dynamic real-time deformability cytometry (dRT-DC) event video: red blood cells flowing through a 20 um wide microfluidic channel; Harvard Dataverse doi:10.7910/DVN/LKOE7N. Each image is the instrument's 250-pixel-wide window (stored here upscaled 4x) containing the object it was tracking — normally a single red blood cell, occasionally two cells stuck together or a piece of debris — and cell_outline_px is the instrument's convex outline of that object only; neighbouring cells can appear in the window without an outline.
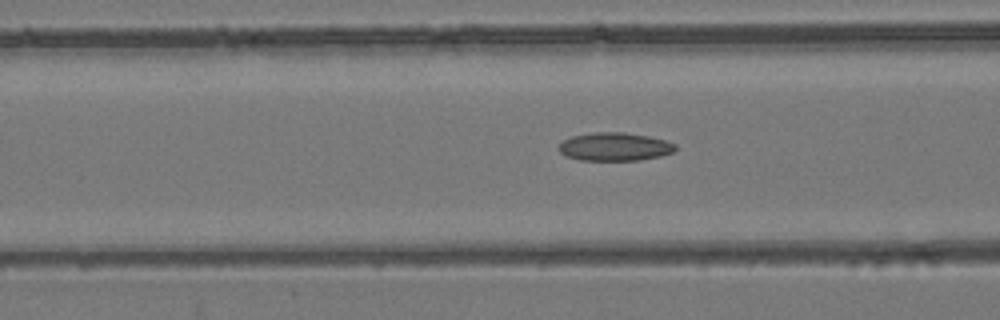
{"species": "common noctule bat (a hibernating species)", "species_latin": "Nyctalus noctula", "temperature_condition": "room temperature", "stored_images_in_passage": 47, "camera_frame_rate_fps": 3000, "um_per_image_px": 0.085, "animal": {"sex": "female", "body_mass_g": 24.6, "forearm_length_mm": 56.2}, "frame": {"image": 1, "passage_image": 15, "time_ms": 4.667, "image_size_px": [1000, 320], "cell_outline_px": [[676, 148], [672, 152], [660, 156], [640, 160], [580, 160], [568, 156], [560, 152], [560, 144], [564, 140], [572, 136], [596, 132], [624, 132], [648, 136], [664, 140], [676, 144]], "centroid_in_image_um": [52.27, 12.47], "position_along_channel_um": 114.3, "area_um2": 18.96}}
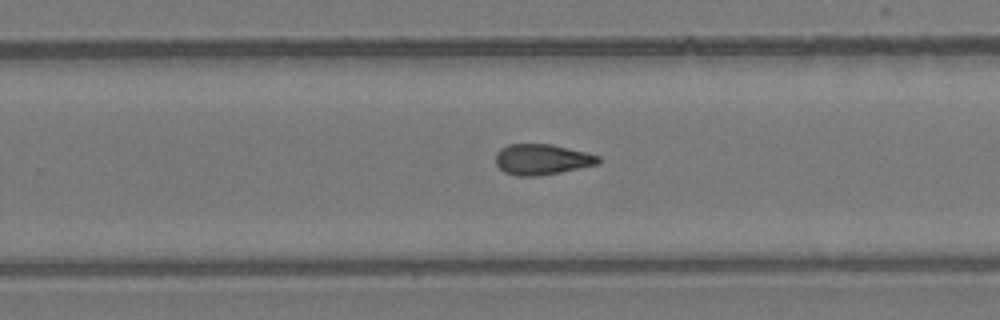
{"frame": {"image": 2, "passage_image": 28, "time_ms": 9.0, "image_size_px": [1000, 320], "cell_outline_px": [[600, 160], [596, 164], [560, 172], [536, 176], [516, 176], [504, 172], [496, 164], [496, 152], [500, 148], [508, 144], [552, 144], [600, 156]], "centroid_in_image_um": [46.01, 13.54], "position_along_channel_um": 283.8, "area_um2": 18.21}}
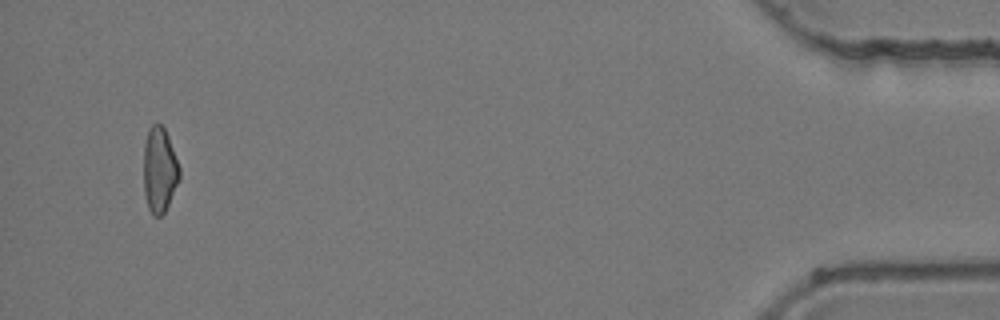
{"frame": {"image": 3, "passage_image": 45, "time_ms": 14.667, "image_size_px": [1000, 320], "cell_outline_px": [[180, 180], [164, 212], [160, 216], [152, 216], [148, 208], [144, 192], [144, 144], [148, 128], [152, 124], [160, 124], [164, 128], [168, 136], [180, 168]], "centroid_in_image_um": [13.55, 14.45], "position_along_channel_um": 421.6, "area_um2": 17.86}, "authors_computed_cell_mechanics": {"area_um2": 18.5538, "velocity_mm_per_s": 3.9029, "shape_relaxation_time_tau1_ms": null, "shape_relaxation_time_tau2_ms": 4.3467, "deformation_change_tau1": null, "deformation_change_tau2": 0.1145}}